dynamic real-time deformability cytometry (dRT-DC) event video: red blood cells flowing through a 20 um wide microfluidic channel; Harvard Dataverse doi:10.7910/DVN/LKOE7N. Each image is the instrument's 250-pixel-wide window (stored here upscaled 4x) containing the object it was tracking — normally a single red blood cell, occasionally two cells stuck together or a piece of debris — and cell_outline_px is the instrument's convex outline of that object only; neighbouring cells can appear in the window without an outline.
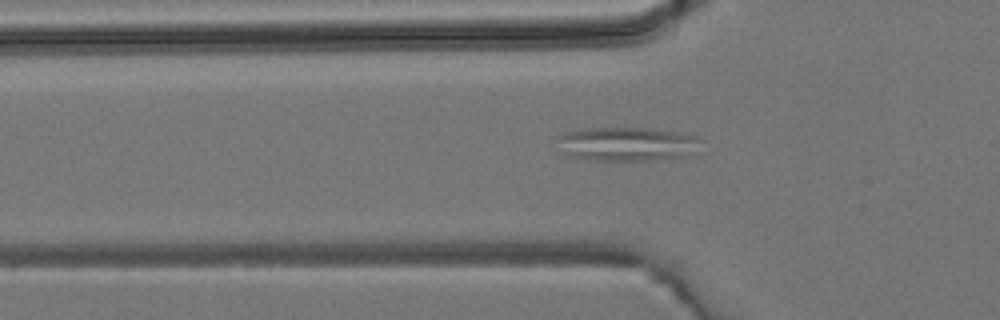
{"species": "common noctule bat (a hibernating species)", "species_latin": "Nyctalus noctula", "temperature_condition": "room temperature", "stored_images_in_passage": 3, "camera_frame_rate_fps": 3000, "um_per_image_px": 0.085, "animal": {"sex": "male", "body_mass_g": 19.2, "forearm_length_mm": 51.8}, "frame": {"image": 1, "passage_image": 3, "time_ms": 3.667, "image_size_px": [1000, 320], "cell_outline_px": [[696, 140], [692, 156], [648, 160], [596, 160], [572, 156], [564, 152], [556, 136], [564, 132], [584, 128], [648, 128], [684, 132], [696, 136]], "centroid_in_image_um": [53.28, 12.22], "position_along_channel_um": 72.5, "area_um2": 28.09}}